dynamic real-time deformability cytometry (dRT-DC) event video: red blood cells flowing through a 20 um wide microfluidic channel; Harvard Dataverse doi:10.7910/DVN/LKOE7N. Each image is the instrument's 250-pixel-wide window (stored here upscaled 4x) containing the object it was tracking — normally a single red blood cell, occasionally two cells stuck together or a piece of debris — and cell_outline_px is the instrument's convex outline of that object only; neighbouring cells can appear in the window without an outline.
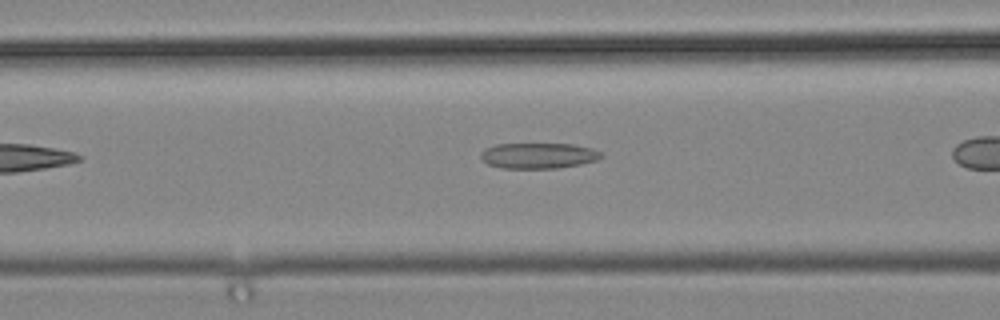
{"species": "common noctule bat (a hibernating species)", "species_latin": "Nyctalus noctula", "temperature_condition": "cold", "stored_images_in_passage": 8, "camera_frame_rate_fps": 3000, "um_per_image_px": 0.085, "animal": {"sex": "male", "body_mass_g": 19.2, "forearm_length_mm": 51.8}, "frame": {"image": 1, "passage_image": 6, "time_ms": 1.667, "image_size_px": [1000, 320], "cell_outline_px": [[604, 156], [596, 160], [580, 164], [556, 168], [500, 168], [488, 164], [480, 156], [480, 152], [484, 148], [496, 144], [572, 144], [592, 148], [600, 152]], "centroid_in_image_um": [45.74, 13.22], "position_along_channel_um": 120.9, "area_um2": 17.98}}